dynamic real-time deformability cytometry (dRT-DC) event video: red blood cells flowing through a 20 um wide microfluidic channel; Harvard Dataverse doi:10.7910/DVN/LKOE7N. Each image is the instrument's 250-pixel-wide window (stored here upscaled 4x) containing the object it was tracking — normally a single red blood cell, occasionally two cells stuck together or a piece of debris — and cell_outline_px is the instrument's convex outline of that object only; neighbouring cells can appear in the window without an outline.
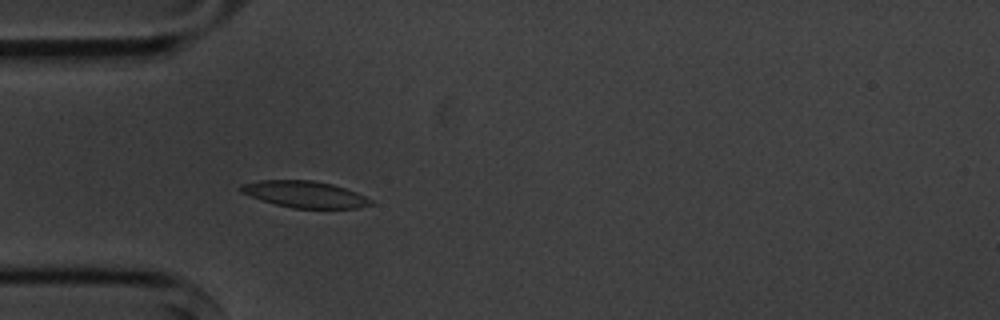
{"species": "common noctule bat (a hibernating species)", "species_latin": "Nyctalus noctula", "temperature_condition": "cold", "stored_images_in_passage": 5, "camera_frame_rate_fps": 3000, "um_per_image_px": 0.085, "animal": {"sex": "male", "body_mass_g": 20.1, "forearm_length_mm": 53.5}, "frame": {"image": 1, "passage_image": 5, "time_ms": 5.333, "image_size_px": [1000, 320], "cell_outline_px": [[372, 204], [356, 208], [292, 208], [276, 204], [240, 192], [240, 184], [260, 180], [312, 180], [332, 184], [356, 192], [372, 200]], "centroid_in_image_um": [25.9, 16.51], "position_along_channel_um": 59.1, "area_um2": 19.83}}